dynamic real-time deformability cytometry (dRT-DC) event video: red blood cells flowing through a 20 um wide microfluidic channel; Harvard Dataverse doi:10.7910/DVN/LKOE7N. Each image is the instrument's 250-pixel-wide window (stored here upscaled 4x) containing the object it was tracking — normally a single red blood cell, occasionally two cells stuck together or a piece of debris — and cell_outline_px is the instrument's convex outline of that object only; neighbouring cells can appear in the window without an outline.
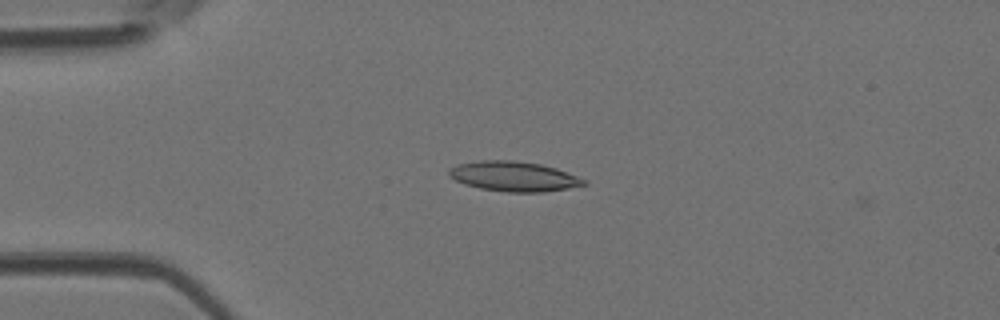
{"species": "Egyptian fruit bat (a non-hibernating species)", "species_latin": "Rousettus aegyptiacus", "temperature_condition": "room temperature", "stored_images_in_passage": 3, "camera_frame_rate_fps": 3000, "um_per_image_px": 0.085, "animal": {"sex": "female"}, "frame": {"image": 1, "passage_image": 2, "time_ms": 0.333, "image_size_px": [1000, 320], "cell_outline_px": [[588, 184], [568, 188], [544, 192], [508, 192], [480, 188], [464, 184], [448, 176], [448, 168], [456, 164], [480, 160], [512, 160], [540, 164], [556, 168], [588, 180]], "centroid_in_image_um": [43.66, 14.99], "position_along_channel_um": 41.3, "area_um2": 23.64}}